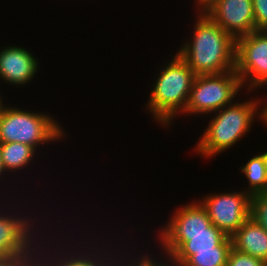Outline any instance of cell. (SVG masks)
I'll list each match as a JSON object with an SVG mask.
<instances>
[{"label":"cell","mask_w":267,"mask_h":266,"mask_svg":"<svg viewBox=\"0 0 267 266\" xmlns=\"http://www.w3.org/2000/svg\"><path fill=\"white\" fill-rule=\"evenodd\" d=\"M197 18L193 39L183 44L178 56L196 76L235 70L236 40L202 10Z\"/></svg>","instance_id":"1"},{"label":"cell","mask_w":267,"mask_h":266,"mask_svg":"<svg viewBox=\"0 0 267 266\" xmlns=\"http://www.w3.org/2000/svg\"><path fill=\"white\" fill-rule=\"evenodd\" d=\"M166 65L157 75L147 107L156 121L169 126L176 114L185 111L196 75L178 54Z\"/></svg>","instance_id":"2"},{"label":"cell","mask_w":267,"mask_h":266,"mask_svg":"<svg viewBox=\"0 0 267 266\" xmlns=\"http://www.w3.org/2000/svg\"><path fill=\"white\" fill-rule=\"evenodd\" d=\"M259 100L231 103L216 111L201 139L197 143V152L205 157L216 156L227 150L250 131ZM257 112V113H256ZM216 154V155H215Z\"/></svg>","instance_id":"3"},{"label":"cell","mask_w":267,"mask_h":266,"mask_svg":"<svg viewBox=\"0 0 267 266\" xmlns=\"http://www.w3.org/2000/svg\"><path fill=\"white\" fill-rule=\"evenodd\" d=\"M61 128L50 115L4 106L0 114V143L19 142L36 150L42 143L64 137Z\"/></svg>","instance_id":"4"},{"label":"cell","mask_w":267,"mask_h":266,"mask_svg":"<svg viewBox=\"0 0 267 266\" xmlns=\"http://www.w3.org/2000/svg\"><path fill=\"white\" fill-rule=\"evenodd\" d=\"M243 85L236 70L219 74L198 75L192 84L189 100L183 113H215L233 103Z\"/></svg>","instance_id":"5"},{"label":"cell","mask_w":267,"mask_h":266,"mask_svg":"<svg viewBox=\"0 0 267 266\" xmlns=\"http://www.w3.org/2000/svg\"><path fill=\"white\" fill-rule=\"evenodd\" d=\"M235 70L243 86L249 80V91L267 84V31L256 30L236 40Z\"/></svg>","instance_id":"6"},{"label":"cell","mask_w":267,"mask_h":266,"mask_svg":"<svg viewBox=\"0 0 267 266\" xmlns=\"http://www.w3.org/2000/svg\"><path fill=\"white\" fill-rule=\"evenodd\" d=\"M250 197L245 190L206 196L199 203L212 224L231 237L250 217Z\"/></svg>","instance_id":"7"},{"label":"cell","mask_w":267,"mask_h":266,"mask_svg":"<svg viewBox=\"0 0 267 266\" xmlns=\"http://www.w3.org/2000/svg\"><path fill=\"white\" fill-rule=\"evenodd\" d=\"M202 11L235 40L256 31L252 0H211Z\"/></svg>","instance_id":"8"},{"label":"cell","mask_w":267,"mask_h":266,"mask_svg":"<svg viewBox=\"0 0 267 266\" xmlns=\"http://www.w3.org/2000/svg\"><path fill=\"white\" fill-rule=\"evenodd\" d=\"M6 215L0 214V260L32 256L38 251L36 245L40 246V243H36L35 234L32 233L34 221L30 219L31 217L24 216V218L22 215L20 217ZM33 238L35 240L32 241Z\"/></svg>","instance_id":"9"},{"label":"cell","mask_w":267,"mask_h":266,"mask_svg":"<svg viewBox=\"0 0 267 266\" xmlns=\"http://www.w3.org/2000/svg\"><path fill=\"white\" fill-rule=\"evenodd\" d=\"M211 224L206 210L199 202L182 206L172 214L170 222L158 234L162 249L166 250L181 234L210 233Z\"/></svg>","instance_id":"10"},{"label":"cell","mask_w":267,"mask_h":266,"mask_svg":"<svg viewBox=\"0 0 267 266\" xmlns=\"http://www.w3.org/2000/svg\"><path fill=\"white\" fill-rule=\"evenodd\" d=\"M38 61L25 48L10 46L0 50V78L6 83L26 85L37 73Z\"/></svg>","instance_id":"11"},{"label":"cell","mask_w":267,"mask_h":266,"mask_svg":"<svg viewBox=\"0 0 267 266\" xmlns=\"http://www.w3.org/2000/svg\"><path fill=\"white\" fill-rule=\"evenodd\" d=\"M227 236L214 224L210 225V233L181 234L166 250L168 261L181 266L195 251L216 250Z\"/></svg>","instance_id":"12"},{"label":"cell","mask_w":267,"mask_h":266,"mask_svg":"<svg viewBox=\"0 0 267 266\" xmlns=\"http://www.w3.org/2000/svg\"><path fill=\"white\" fill-rule=\"evenodd\" d=\"M232 247L267 263V231L250 217L231 236Z\"/></svg>","instance_id":"13"},{"label":"cell","mask_w":267,"mask_h":266,"mask_svg":"<svg viewBox=\"0 0 267 266\" xmlns=\"http://www.w3.org/2000/svg\"><path fill=\"white\" fill-rule=\"evenodd\" d=\"M36 150L19 142L0 143V156L6 172L21 170L29 165Z\"/></svg>","instance_id":"14"},{"label":"cell","mask_w":267,"mask_h":266,"mask_svg":"<svg viewBox=\"0 0 267 266\" xmlns=\"http://www.w3.org/2000/svg\"><path fill=\"white\" fill-rule=\"evenodd\" d=\"M231 248V237L227 236L216 250L195 251L181 266H226Z\"/></svg>","instance_id":"15"},{"label":"cell","mask_w":267,"mask_h":266,"mask_svg":"<svg viewBox=\"0 0 267 266\" xmlns=\"http://www.w3.org/2000/svg\"><path fill=\"white\" fill-rule=\"evenodd\" d=\"M241 171L249 180V187L246 192L250 195L257 192L267 191V175L262 155L252 157L243 167Z\"/></svg>","instance_id":"16"},{"label":"cell","mask_w":267,"mask_h":266,"mask_svg":"<svg viewBox=\"0 0 267 266\" xmlns=\"http://www.w3.org/2000/svg\"><path fill=\"white\" fill-rule=\"evenodd\" d=\"M62 251L58 252L60 253V256L57 255L56 258H53L54 256H49V261L54 265V266H104L108 261H110L109 258H112V257H105V256H102L100 255V258L99 256H97L98 254V251L94 250V253L93 255H91L88 249L87 252H85V255L84 253L82 254L81 251L78 250V254H77V251H76V254H73L75 253L74 251L73 252H69V251H66L68 253H71L68 255V253L65 255V253L63 252V256H61ZM73 254V255H72ZM68 255V256H67ZM66 256V257H65ZM51 258V259H50ZM104 258V260H103Z\"/></svg>","instance_id":"17"},{"label":"cell","mask_w":267,"mask_h":266,"mask_svg":"<svg viewBox=\"0 0 267 266\" xmlns=\"http://www.w3.org/2000/svg\"><path fill=\"white\" fill-rule=\"evenodd\" d=\"M250 218L267 231V191L251 195Z\"/></svg>","instance_id":"18"},{"label":"cell","mask_w":267,"mask_h":266,"mask_svg":"<svg viewBox=\"0 0 267 266\" xmlns=\"http://www.w3.org/2000/svg\"><path fill=\"white\" fill-rule=\"evenodd\" d=\"M226 266H267V263L232 247L227 257Z\"/></svg>","instance_id":"19"},{"label":"cell","mask_w":267,"mask_h":266,"mask_svg":"<svg viewBox=\"0 0 267 266\" xmlns=\"http://www.w3.org/2000/svg\"><path fill=\"white\" fill-rule=\"evenodd\" d=\"M255 28L257 31H267V0H252Z\"/></svg>","instance_id":"20"},{"label":"cell","mask_w":267,"mask_h":266,"mask_svg":"<svg viewBox=\"0 0 267 266\" xmlns=\"http://www.w3.org/2000/svg\"><path fill=\"white\" fill-rule=\"evenodd\" d=\"M41 252V254H40ZM36 251L35 254H33L30 257H27L23 262L21 266H54L49 260H47L48 256H46L48 253L42 252V251ZM43 253V256H42ZM38 254V255H37ZM45 254V255H44ZM40 256V257H39ZM36 257V258H35ZM43 257V258H42ZM46 257V258H44ZM46 259V260H45Z\"/></svg>","instance_id":"21"},{"label":"cell","mask_w":267,"mask_h":266,"mask_svg":"<svg viewBox=\"0 0 267 266\" xmlns=\"http://www.w3.org/2000/svg\"><path fill=\"white\" fill-rule=\"evenodd\" d=\"M138 260V261H137ZM130 262L124 261L123 266H154V259L149 256H142L141 258H136V260H129ZM137 262V263H136Z\"/></svg>","instance_id":"22"},{"label":"cell","mask_w":267,"mask_h":266,"mask_svg":"<svg viewBox=\"0 0 267 266\" xmlns=\"http://www.w3.org/2000/svg\"><path fill=\"white\" fill-rule=\"evenodd\" d=\"M27 257H11L8 259H1L0 260V266H21L22 262Z\"/></svg>","instance_id":"23"},{"label":"cell","mask_w":267,"mask_h":266,"mask_svg":"<svg viewBox=\"0 0 267 266\" xmlns=\"http://www.w3.org/2000/svg\"><path fill=\"white\" fill-rule=\"evenodd\" d=\"M259 117L261 118V120H263L267 124V103L261 109V113L259 114Z\"/></svg>","instance_id":"24"},{"label":"cell","mask_w":267,"mask_h":266,"mask_svg":"<svg viewBox=\"0 0 267 266\" xmlns=\"http://www.w3.org/2000/svg\"><path fill=\"white\" fill-rule=\"evenodd\" d=\"M113 260V261H112ZM121 263H120V262ZM115 263V264H114ZM123 264H124V262L123 261H121V260H116V262H115V260L112 258V259H110V262L108 261L104 266H123Z\"/></svg>","instance_id":"25"},{"label":"cell","mask_w":267,"mask_h":266,"mask_svg":"<svg viewBox=\"0 0 267 266\" xmlns=\"http://www.w3.org/2000/svg\"><path fill=\"white\" fill-rule=\"evenodd\" d=\"M198 2V6H200V8L198 7L197 9L202 10L211 0H196Z\"/></svg>","instance_id":"26"},{"label":"cell","mask_w":267,"mask_h":266,"mask_svg":"<svg viewBox=\"0 0 267 266\" xmlns=\"http://www.w3.org/2000/svg\"><path fill=\"white\" fill-rule=\"evenodd\" d=\"M262 158L264 160V165H265V169H266V175H267V151L264 153H261Z\"/></svg>","instance_id":"27"},{"label":"cell","mask_w":267,"mask_h":266,"mask_svg":"<svg viewBox=\"0 0 267 266\" xmlns=\"http://www.w3.org/2000/svg\"><path fill=\"white\" fill-rule=\"evenodd\" d=\"M168 264H169L168 262H167V264H166V262L162 264L161 262L159 263L158 261L154 260V266H176L174 264L172 265V262L170 265H168Z\"/></svg>","instance_id":"28"},{"label":"cell","mask_w":267,"mask_h":266,"mask_svg":"<svg viewBox=\"0 0 267 266\" xmlns=\"http://www.w3.org/2000/svg\"><path fill=\"white\" fill-rule=\"evenodd\" d=\"M3 172L6 173V171L2 165V160H1V156H0V176L3 174Z\"/></svg>","instance_id":"29"},{"label":"cell","mask_w":267,"mask_h":266,"mask_svg":"<svg viewBox=\"0 0 267 266\" xmlns=\"http://www.w3.org/2000/svg\"><path fill=\"white\" fill-rule=\"evenodd\" d=\"M1 95H0V114H1V112H2V109H3V107H4V105L2 104V99H1Z\"/></svg>","instance_id":"30"}]
</instances>
